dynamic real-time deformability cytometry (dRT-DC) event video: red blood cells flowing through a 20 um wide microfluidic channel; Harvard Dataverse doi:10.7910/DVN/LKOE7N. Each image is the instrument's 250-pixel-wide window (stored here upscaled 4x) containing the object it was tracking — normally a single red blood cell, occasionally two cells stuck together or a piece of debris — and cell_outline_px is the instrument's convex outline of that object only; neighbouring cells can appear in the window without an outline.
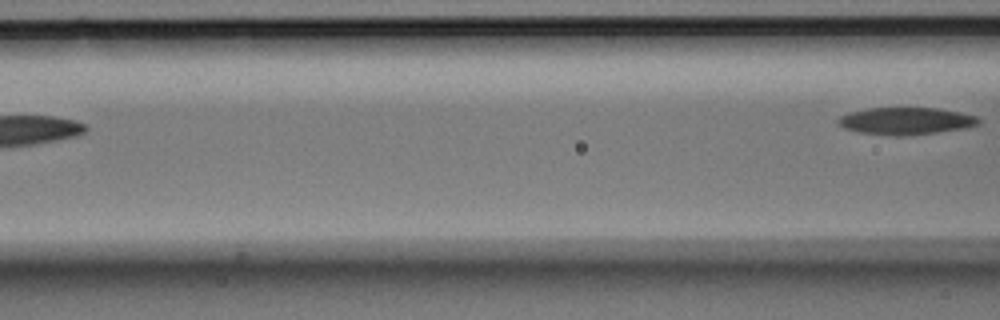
{"species": "Egyptian fruit bat (a non-hibernating species)", "species_latin": "Rousettus aegyptiacus", "temperature_condition": "room temperature", "stored_images_in_passage": 7, "camera_frame_rate_fps": 3000, "um_per_image_px": 0.085, "animal": {"sex": "male"}, "frame": {"image": 1, "passage_image": 7, "time_ms": 2.0, "image_size_px": [1000, 320], "cell_outline_px": [[984, 120], [980, 124], [964, 128], [936, 132], [900, 136], [896, 136], [860, 132], [844, 128], [836, 120], [840, 116], [848, 112], [864, 108], [936, 108], [960, 112], [976, 116]], "centroid_in_image_um": [77.01, 10.27], "position_along_channel_um": 89.6, "area_um2": 22.25}}